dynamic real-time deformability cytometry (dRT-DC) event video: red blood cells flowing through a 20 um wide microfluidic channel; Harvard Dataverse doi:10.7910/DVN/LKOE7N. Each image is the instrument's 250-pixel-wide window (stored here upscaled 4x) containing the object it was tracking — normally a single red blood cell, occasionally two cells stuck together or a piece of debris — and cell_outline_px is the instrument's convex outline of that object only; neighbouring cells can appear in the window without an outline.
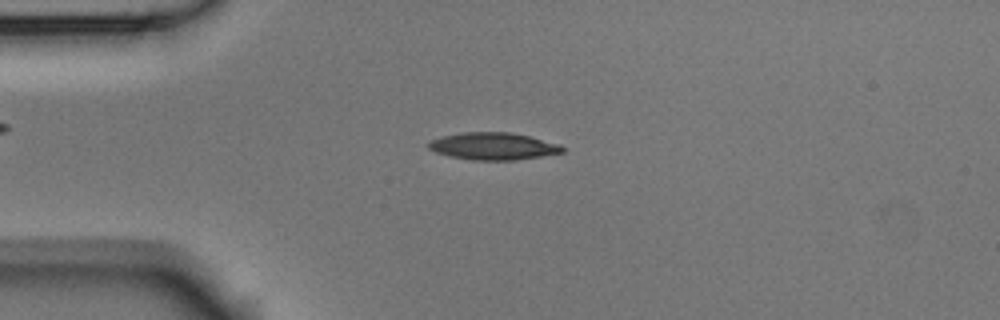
{"species": "Egyptian fruit bat (a non-hibernating species)", "species_latin": "Rousettus aegyptiacus", "temperature_condition": "room temperature", "stored_images_in_passage": 3, "camera_frame_rate_fps": 3000, "um_per_image_px": 0.085, "animal": {"sex": "male"}, "frame": {"image": 1, "passage_image": 1, "time_ms": 0.0, "image_size_px": [1000, 320], "cell_outline_px": [[564, 152], [516, 160], [472, 160], [448, 156], [436, 152], [428, 148], [428, 144], [432, 140], [444, 136], [464, 132], [512, 132], [560, 144], [564, 148]], "centroid_in_image_um": [41.93, 12.43], "position_along_channel_um": 43.1, "area_um2": 21.1}}
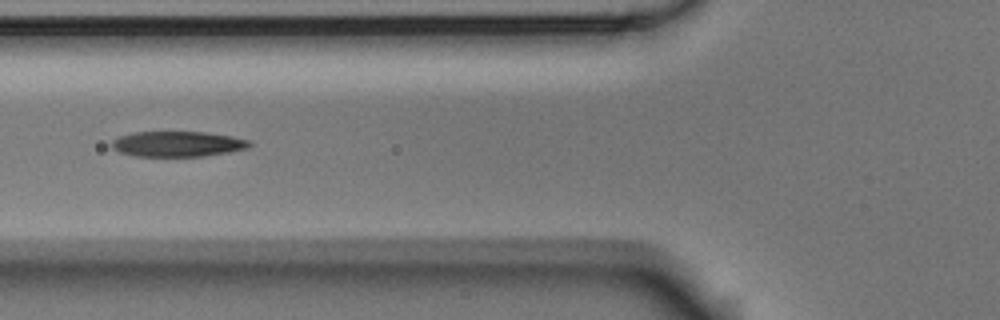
{"frame": {"image": 2, "passage_image": 3, "time_ms": 0.667, "image_size_px": [1000, 320], "cell_outline_px": [[252, 144], [248, 148], [228, 152], [204, 156], [136, 156], [120, 152], [112, 148], [112, 140], [120, 136], [132, 132], [204, 132], [232, 136], [248, 140]], "centroid_in_image_um": [15.09, 12.23], "position_along_channel_um": 110.7, "area_um2": 20.29}}